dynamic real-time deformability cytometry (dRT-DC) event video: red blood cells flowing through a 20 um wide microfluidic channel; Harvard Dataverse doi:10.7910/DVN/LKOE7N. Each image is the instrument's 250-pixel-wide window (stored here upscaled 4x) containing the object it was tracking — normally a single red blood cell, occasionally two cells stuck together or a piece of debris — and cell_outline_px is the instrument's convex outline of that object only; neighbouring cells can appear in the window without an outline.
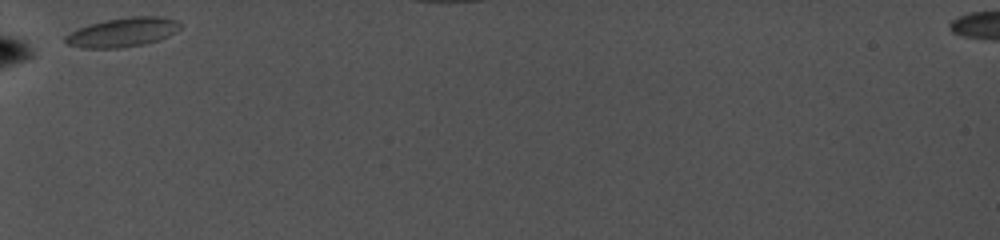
{"species": "common noctule bat (a hibernating species)", "species_latin": "Nyctalus noctula", "temperature_condition": "cold", "stored_images_in_passage": 3, "camera_frame_rate_fps": 5000, "um_per_image_px": 0.085, "animal": {"sex": "female", "body_mass_g": 19.0, "forearm_length_mm": 56.7}, "frame": {"image": 1, "passage_image": 1, "time_ms": 0.0, "image_size_px": [1000, 240], "cell_outline_px": [[184, 24], [176, 32], [160, 40], [144, 44], [120, 48], [84, 48], [68, 44], [64, 40], [64, 36], [88, 24], [104, 20], [128, 16], [160, 16], [180, 20]], "centroid_in_image_um": [10.5, 2.73], "position_along_channel_um": 74.5, "area_um2": 19.83}}